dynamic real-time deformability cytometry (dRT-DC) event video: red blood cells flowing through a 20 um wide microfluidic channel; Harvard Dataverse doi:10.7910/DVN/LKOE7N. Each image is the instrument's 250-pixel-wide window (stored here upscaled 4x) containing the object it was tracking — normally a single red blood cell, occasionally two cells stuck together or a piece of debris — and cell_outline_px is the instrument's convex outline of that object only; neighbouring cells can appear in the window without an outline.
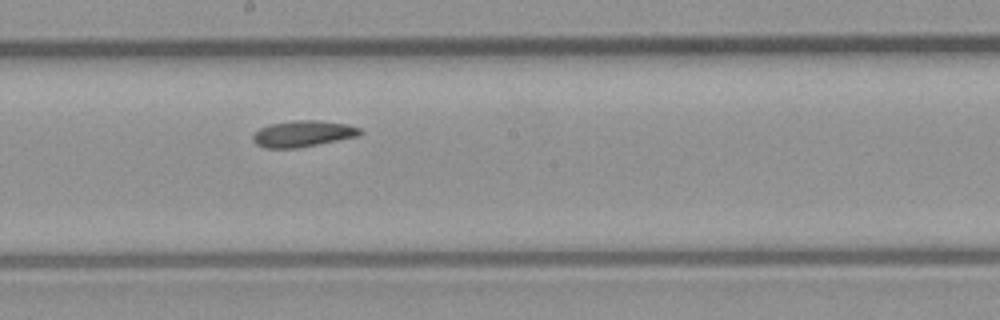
{"species": "common noctule bat (a hibernating species)", "species_latin": "Nyctalus noctula", "temperature_condition": "room temperature", "stored_images_in_passage": 9, "camera_frame_rate_fps": 3000, "um_per_image_px": 0.085, "animal": {"sex": "male", "body_mass_g": 23.1, "forearm_length_mm": 52.7}, "frame": {"image": 1, "passage_image": 9, "time_ms": 10.0, "image_size_px": [1000, 320], "cell_outline_px": [[364, 132], [360, 136], [296, 148], [264, 148], [256, 144], [252, 140], [252, 136], [260, 128], [268, 124], [296, 120], [316, 120], [348, 124], [360, 128]], "centroid_in_image_um": [25.76, 11.36], "position_along_channel_um": 222.4, "area_um2": 16.47}}